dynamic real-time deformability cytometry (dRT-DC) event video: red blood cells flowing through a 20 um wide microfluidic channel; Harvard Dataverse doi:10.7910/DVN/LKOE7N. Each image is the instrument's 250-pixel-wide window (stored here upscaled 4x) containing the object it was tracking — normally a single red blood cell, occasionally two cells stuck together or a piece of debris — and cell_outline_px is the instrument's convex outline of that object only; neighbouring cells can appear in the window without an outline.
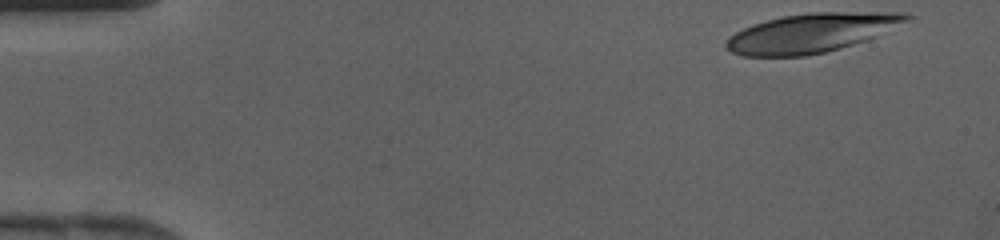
{"species": "human", "species_latin": "Homo sapiens", "temperature_condition": "cold", "stored_images_in_passage": 37, "camera_frame_rate_fps": 3000, "um_per_image_px": 0.085, "donor": {"sex": "female"}, "frame": {"image": 1, "passage_image": 1, "time_ms": 0.0, "image_size_px": [1000, 240], "cell_outline_px": [[916, 16], [868, 40], [840, 48], [824, 52], [804, 56], [744, 56], [732, 52], [724, 48], [724, 44], [728, 36], [752, 24], [784, 16], [808, 12], [904, 12]], "centroid_in_image_um": [68.96, 2.79], "position_along_channel_um": 16.0, "area_um2": 41.1}}
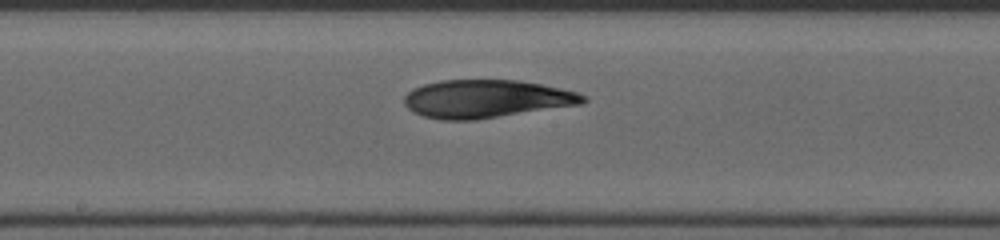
{"frame": {"image": 2, "passage_image": 20, "time_ms": 6.333, "image_size_px": [1000, 240], "cell_outline_px": [[588, 100], [584, 104], [472, 120], [440, 120], [424, 116], [412, 112], [404, 104], [404, 96], [412, 88], [424, 84], [440, 80], [516, 80], [540, 84], [560, 88], [576, 92], [588, 96]], "centroid_in_image_um": [41.33, 8.4], "position_along_channel_um": 206.9, "area_um2": 39.71}}
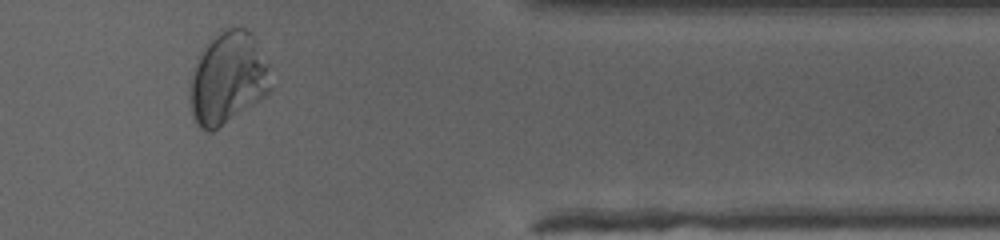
{"frame": {"image": 3, "passage_image": 33, "time_ms": 10.667, "image_size_px": [1000, 240], "cell_outline_px": [[272, 88], [264, 96], [212, 132], [208, 132], [200, 128], [196, 124], [192, 116], [188, 96], [188, 84], [196, 60], [216, 32], [220, 28], [244, 28], [252, 32], [268, 64]], "centroid_in_image_um": [19.33, 6.64], "position_along_channel_um": 392.1, "area_um2": 43.64}}